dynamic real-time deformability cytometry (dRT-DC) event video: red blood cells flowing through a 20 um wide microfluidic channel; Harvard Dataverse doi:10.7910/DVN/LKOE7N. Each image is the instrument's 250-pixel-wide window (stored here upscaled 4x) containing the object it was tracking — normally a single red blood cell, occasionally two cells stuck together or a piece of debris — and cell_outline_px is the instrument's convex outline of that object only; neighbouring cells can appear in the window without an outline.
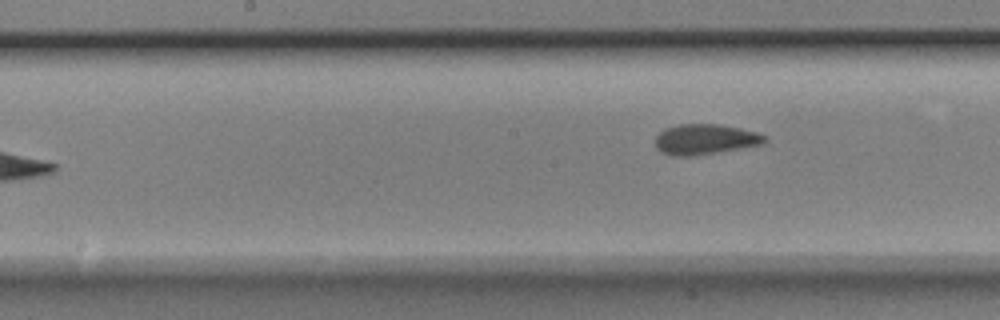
{"species": "Egyptian fruit bat (a non-hibernating species)", "species_latin": "Rousettus aegyptiacus", "temperature_condition": "room temperature", "stored_images_in_passage": 8, "camera_frame_rate_fps": 3000, "um_per_image_px": 0.085, "animal": {"sex": "male"}, "frame": {"image": 1, "passage_image": 8, "time_ms": 2.333, "image_size_px": [1000, 320], "cell_outline_px": [[768, 140], [764, 144], [696, 156], [672, 156], [660, 152], [656, 148], [656, 136], [664, 128], [680, 124], [716, 124], [740, 128], [756, 132], [764, 136]], "centroid_in_image_um": [59.91, 11.85], "position_along_channel_um": 188.3, "area_um2": 19.48}}